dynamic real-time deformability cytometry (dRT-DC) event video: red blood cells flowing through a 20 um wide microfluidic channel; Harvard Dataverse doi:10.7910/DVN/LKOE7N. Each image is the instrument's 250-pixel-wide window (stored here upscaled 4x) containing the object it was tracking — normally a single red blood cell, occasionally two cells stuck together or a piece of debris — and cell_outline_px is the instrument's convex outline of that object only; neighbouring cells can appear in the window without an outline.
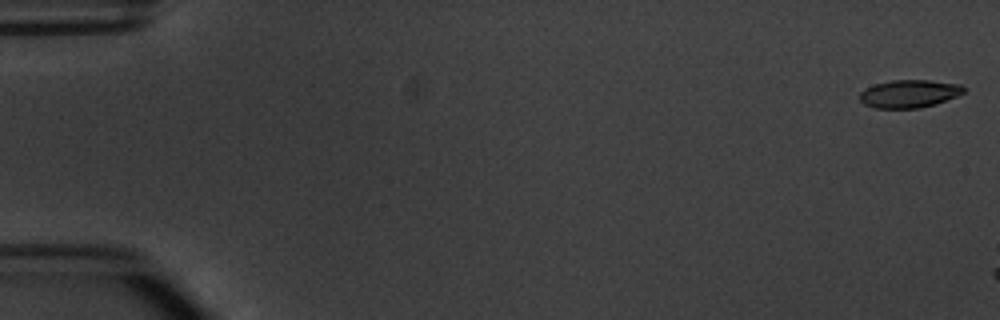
{"species": "common noctule bat (a hibernating species)", "species_latin": "Nyctalus noctula", "temperature_condition": "warm", "stored_images_in_passage": 3, "camera_frame_rate_fps": 3000, "um_per_image_px": 0.085, "animal": {"sex": "male", "body_mass_g": 20.1, "forearm_length_mm": 53.5}, "frame": {"image": 1, "passage_image": 1, "time_ms": 0.0, "image_size_px": [1000, 320], "cell_outline_px": [[964, 92], [956, 96], [936, 104], [920, 108], [876, 108], [864, 104], [860, 100], [860, 92], [876, 84], [892, 80], [928, 80], [960, 84], [964, 88]], "centroid_in_image_um": [77.29, 7.97], "position_along_channel_um": 7.7, "area_um2": 16.7}}